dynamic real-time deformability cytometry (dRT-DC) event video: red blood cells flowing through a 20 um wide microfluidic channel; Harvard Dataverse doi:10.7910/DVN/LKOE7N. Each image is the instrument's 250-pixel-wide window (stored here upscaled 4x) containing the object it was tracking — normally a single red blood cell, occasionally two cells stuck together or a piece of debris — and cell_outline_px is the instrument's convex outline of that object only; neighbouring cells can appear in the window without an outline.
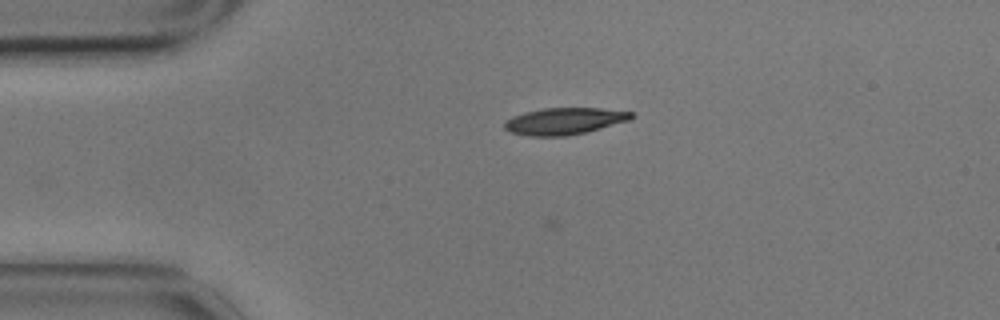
{"species": "common noctule bat (a hibernating species)", "species_latin": "Nyctalus noctula", "temperature_condition": "cold", "stored_images_in_passage": 32, "camera_frame_rate_fps": 3000, "um_per_image_px": 0.085, "animal": {"sex": "male", "body_mass_g": 17.9}, "frame": {"image": 1, "passage_image": 9, "time_ms": 2.667, "image_size_px": [1000, 320], "cell_outline_px": [[636, 116], [628, 120], [600, 128], [584, 132], [564, 136], [528, 136], [508, 132], [504, 128], [504, 124], [512, 116], [524, 112], [544, 108], [600, 108], [632, 112]], "centroid_in_image_um": [47.94, 10.29], "position_along_channel_um": 37.1, "area_um2": 19.65}}